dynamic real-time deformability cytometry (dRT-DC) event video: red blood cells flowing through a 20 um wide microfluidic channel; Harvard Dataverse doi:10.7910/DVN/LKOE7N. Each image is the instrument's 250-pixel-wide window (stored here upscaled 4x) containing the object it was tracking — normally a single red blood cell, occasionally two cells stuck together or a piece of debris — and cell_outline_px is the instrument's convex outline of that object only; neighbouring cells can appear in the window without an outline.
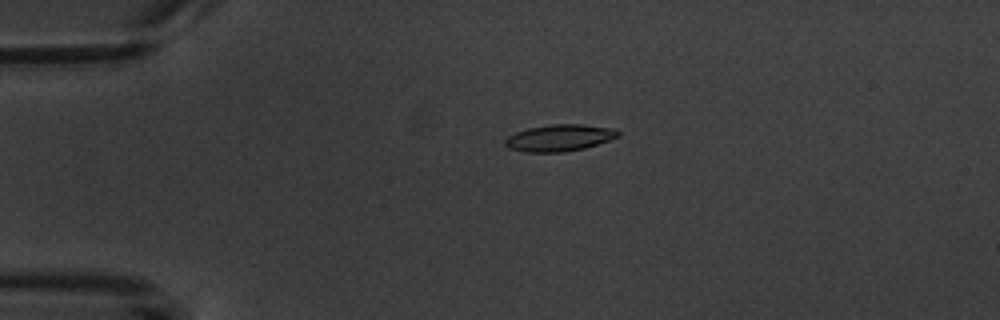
{"species": "common noctule bat (a hibernating species)", "species_latin": "Nyctalus noctula", "temperature_condition": "warm", "stored_images_in_passage": 5, "camera_frame_rate_fps": 3000, "um_per_image_px": 0.085, "animal": {"sex": "male", "body_mass_g": 20.1, "forearm_length_mm": 53.5}, "frame": {"image": 1, "passage_image": 4, "time_ms": 4.0, "image_size_px": [1000, 320], "cell_outline_px": [[620, 136], [584, 148], [564, 152], [524, 152], [508, 148], [504, 144], [504, 140], [508, 136], [516, 132], [528, 128], [552, 124], [584, 124], [616, 128], [620, 132]], "centroid_in_image_um": [47.56, 11.71], "position_along_channel_um": 37.4, "area_um2": 17.69}}
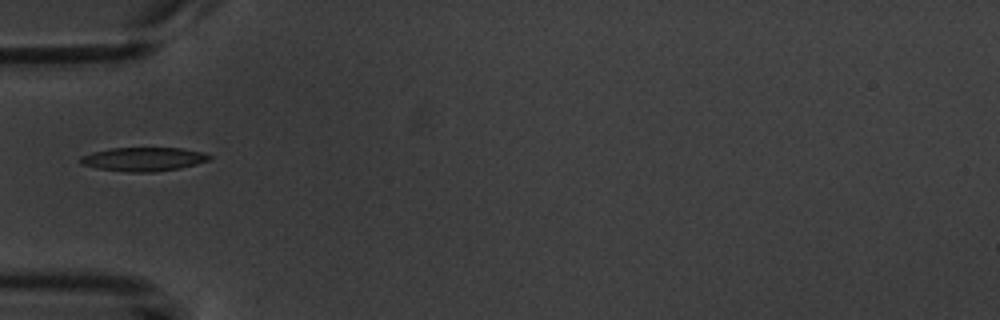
{"frame": {"image": 2, "passage_image": 5, "time_ms": 6.0, "image_size_px": [1000, 320], "cell_outline_px": [[212, 156], [208, 160], [196, 164], [180, 168], [152, 172], [128, 172], [96, 168], [80, 164], [80, 156], [92, 152], [112, 148], [180, 148], [204, 152]], "centroid_in_image_um": [12.18, 13.53], "position_along_channel_um": 72.8, "area_um2": 17.86}}